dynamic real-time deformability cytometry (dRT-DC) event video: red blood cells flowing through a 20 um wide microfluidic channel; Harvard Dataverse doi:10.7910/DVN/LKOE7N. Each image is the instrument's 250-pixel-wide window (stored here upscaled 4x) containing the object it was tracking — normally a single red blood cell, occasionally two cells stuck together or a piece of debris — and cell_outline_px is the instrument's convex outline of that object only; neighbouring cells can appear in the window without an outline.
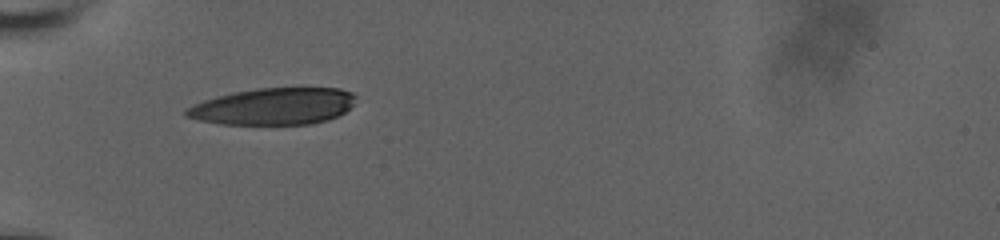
{"species": "human", "species_latin": "Homo sapiens", "temperature_condition": "room temperature", "stored_images_in_passage": 3, "camera_frame_rate_fps": 3000, "um_per_image_px": 0.085, "donor": {"sex": "male"}, "frame": {"image": 1, "passage_image": 1, "time_ms": 0.0, "image_size_px": [1000, 240], "cell_outline_px": [[356, 96], [352, 104], [340, 116], [328, 120], [312, 124], [220, 124], [196, 120], [184, 116], [184, 108], [192, 104], [216, 96], [232, 92], [256, 88], [340, 88], [352, 92]], "centroid_in_image_um": [23.2, 9.04], "position_along_channel_um": 61.8, "area_um2": 36.7}}
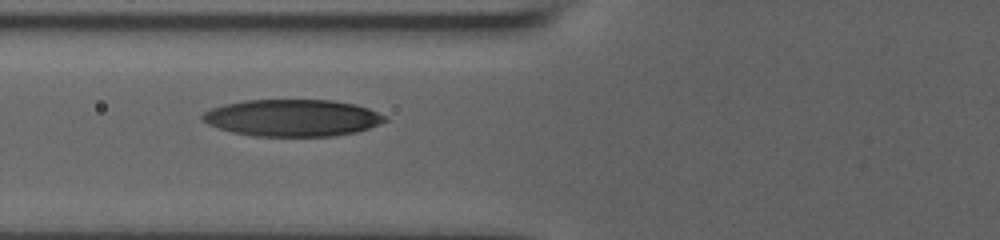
{"frame": {"image": 2, "passage_image": 2, "time_ms": 1.333, "image_size_px": [1000, 240], "cell_outline_px": [[388, 120], [380, 124], [356, 132], [332, 136], [252, 136], [232, 132], [208, 124], [200, 116], [204, 112], [212, 108], [224, 104], [244, 100], [332, 100], [356, 104], [368, 108], [388, 116]], "centroid_in_image_um": [24.88, 10.01], "position_along_channel_um": 100.9, "area_um2": 39.36}}
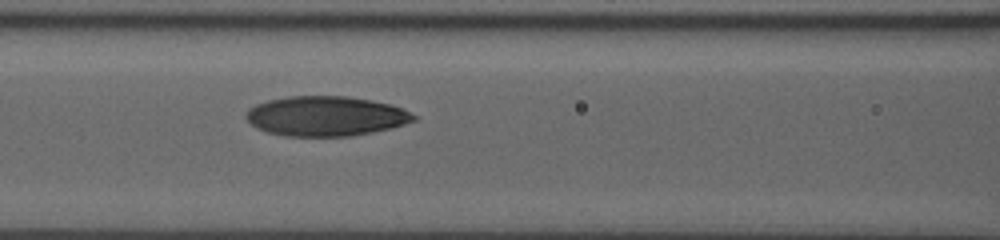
{"frame": {"image": 3, "passage_image": 3, "time_ms": 2.333, "image_size_px": [1000, 240], "cell_outline_px": [[416, 120], [404, 124], [372, 132], [352, 136], [284, 136], [268, 132], [256, 128], [244, 116], [244, 112], [248, 108], [256, 104], [268, 100], [288, 96], [344, 96], [372, 100], [388, 104], [400, 108], [416, 116]], "centroid_in_image_um": [27.63, 9.87], "position_along_channel_um": 139.0, "area_um2": 38.78}}